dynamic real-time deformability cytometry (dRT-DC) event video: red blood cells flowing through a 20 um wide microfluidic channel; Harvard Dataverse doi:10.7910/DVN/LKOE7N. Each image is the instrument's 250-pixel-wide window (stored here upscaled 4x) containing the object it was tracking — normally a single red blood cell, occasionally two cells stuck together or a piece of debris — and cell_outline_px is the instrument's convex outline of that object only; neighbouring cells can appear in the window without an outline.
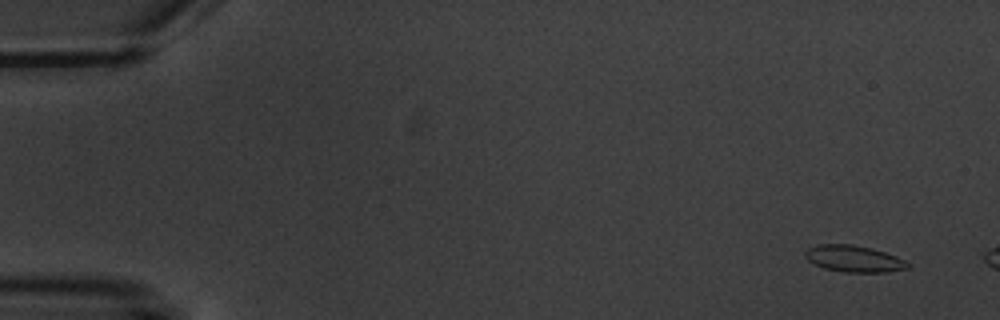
{"species": "common noctule bat (a hibernating species)", "species_latin": "Nyctalus noctula", "temperature_condition": "warm", "stored_images_in_passage": 10, "camera_frame_rate_fps": 3000, "um_per_image_px": 0.085, "animal": {"sex": "male", "body_mass_g": 20.1, "forearm_length_mm": 53.5}, "frame": {"image": 1, "passage_image": 1, "time_ms": 0.0, "image_size_px": [1000, 320], "cell_outline_px": [[912, 268], [888, 272], [844, 272], [824, 268], [808, 260], [804, 256], [804, 252], [808, 248], [816, 244], [852, 244], [872, 248], [896, 256], [912, 264]], "centroid_in_image_um": [72.61, 21.99], "position_along_channel_um": 12.4, "area_um2": 16.07}}
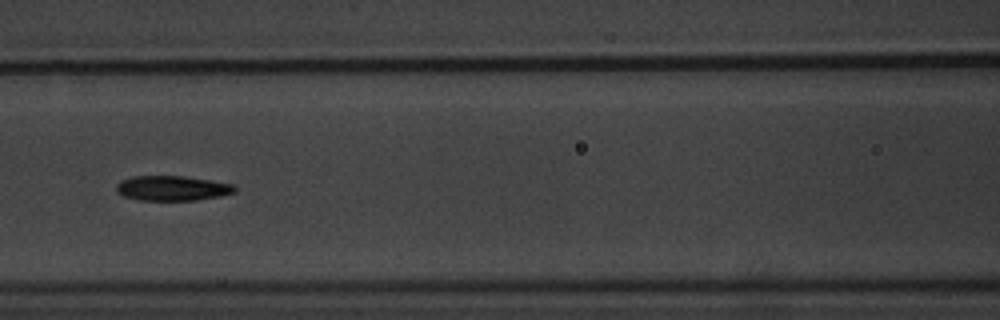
{"frame": {"image": 2, "passage_image": 9, "time_ms": 12.333, "image_size_px": [1000, 320], "cell_outline_px": [[236, 192], [220, 196], [196, 200], [140, 200], [124, 196], [116, 192], [116, 184], [120, 180], [132, 176], [184, 176], [212, 180], [236, 184]], "centroid_in_image_um": [14.66, 15.99], "position_along_channel_um": 151.9, "area_um2": 17.4}}
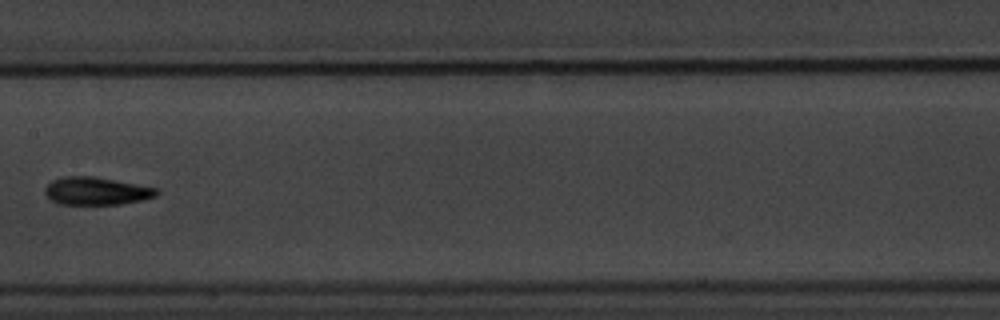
{"frame": {"image": 3, "passage_image": 10, "time_ms": 13.667, "image_size_px": [1000, 320], "cell_outline_px": [[160, 192], [156, 196], [144, 200], [120, 204], [56, 204], [44, 192], [44, 188], [52, 180], [60, 176], [96, 176], [156, 188]], "centroid_in_image_um": [8.18, 16.23], "position_along_channel_um": 199.2, "area_um2": 18.21}}